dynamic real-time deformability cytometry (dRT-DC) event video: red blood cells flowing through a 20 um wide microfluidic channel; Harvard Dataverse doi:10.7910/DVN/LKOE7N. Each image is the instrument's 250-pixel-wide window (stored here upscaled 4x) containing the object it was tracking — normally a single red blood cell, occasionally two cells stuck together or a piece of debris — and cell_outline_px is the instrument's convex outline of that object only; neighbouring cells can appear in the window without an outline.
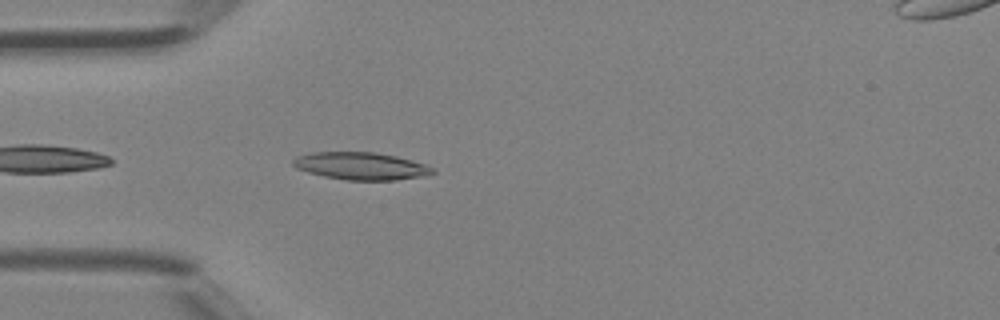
{"species": "Egyptian fruit bat (a non-hibernating species)", "species_latin": "Rousettus aegyptiacus", "temperature_condition": "room temperature", "stored_images_in_passage": 20, "camera_frame_rate_fps": 3000, "um_per_image_px": 0.085, "animal": {"sex": "female"}, "frame": {"image": 1, "passage_image": 2, "time_ms": 0.333, "image_size_px": [1000, 320], "cell_outline_px": [[436, 172], [424, 176], [396, 180], [348, 180], [324, 176], [308, 172], [296, 168], [292, 164], [292, 160], [296, 156], [312, 152], [376, 152], [396, 156], [424, 164], [432, 168]], "centroid_in_image_um": [30.65, 14.11], "position_along_channel_um": 54.3, "area_um2": 22.25}}
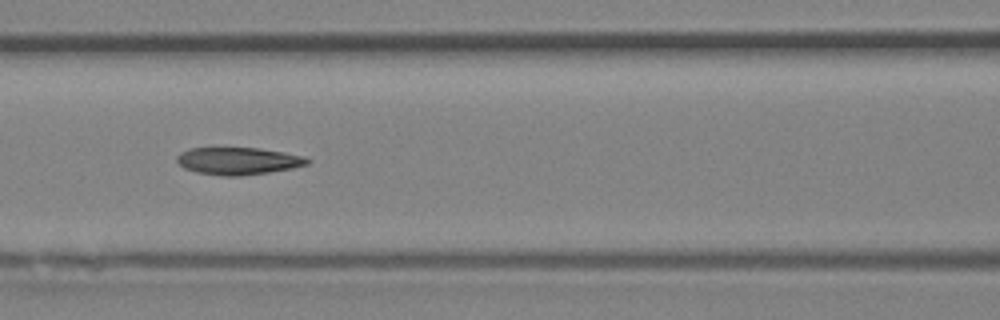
{"frame": {"image": 2, "passage_image": 8, "time_ms": 2.333, "image_size_px": [1000, 320], "cell_outline_px": [[312, 160], [308, 164], [292, 168], [268, 172], [240, 176], [224, 176], [196, 172], [184, 168], [176, 160], [176, 156], [180, 152], [188, 148], [260, 148], [308, 156]], "centroid_in_image_um": [20.27, 13.67], "position_along_channel_um": 146.3, "area_um2": 20.92}}
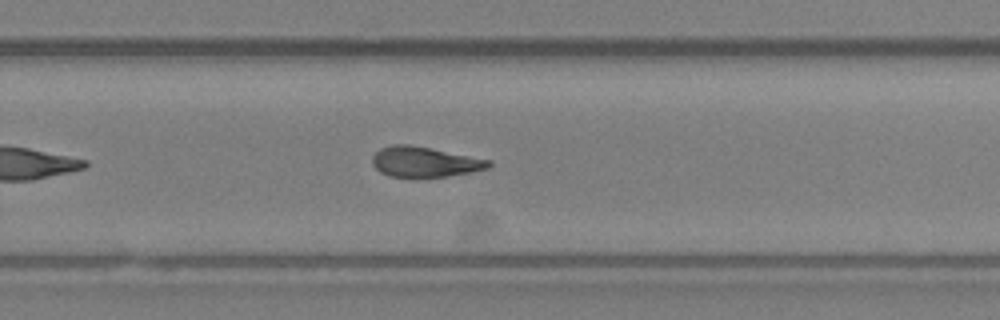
{"frame": {"image": 3, "passage_image": 17, "time_ms": 5.333, "image_size_px": [1000, 320], "cell_outline_px": [[492, 164], [488, 168], [472, 172], [444, 176], [388, 176], [380, 172], [372, 164], [372, 156], [380, 148], [392, 144], [408, 144], [492, 160]], "centroid_in_image_um": [36.08, 13.74], "position_along_channel_um": 293.7, "area_um2": 20.29}}